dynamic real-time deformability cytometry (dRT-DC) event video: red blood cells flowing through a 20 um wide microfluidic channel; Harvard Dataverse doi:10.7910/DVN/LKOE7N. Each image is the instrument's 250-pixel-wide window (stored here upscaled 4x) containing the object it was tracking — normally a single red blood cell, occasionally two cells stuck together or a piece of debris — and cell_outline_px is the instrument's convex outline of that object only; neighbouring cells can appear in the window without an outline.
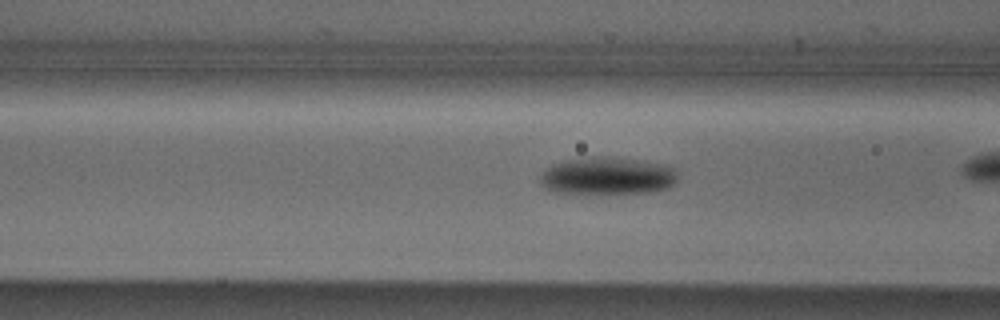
{"species": "Egyptian fruit bat (a non-hibernating species)", "species_latin": "Rousettus aegyptiacus", "temperature_condition": "cold", "stored_images_in_passage": 38, "camera_frame_rate_fps": 3000, "um_per_image_px": 0.085, "animal": {"sex": "male"}, "frame": {"image": 1, "passage_image": 17, "time_ms": 5.333, "image_size_px": [1000, 320], "cell_outline_px": [[676, 180], [668, 188], [648, 192], [588, 196], [556, 192], [540, 184], [540, 176], [552, 164], [564, 160], [592, 156], [604, 156], [636, 160], [660, 164], [672, 168], [676, 176]], "centroid_in_image_um": [51.55, 15.0], "position_along_channel_um": 115.0, "area_um2": 30.52}}